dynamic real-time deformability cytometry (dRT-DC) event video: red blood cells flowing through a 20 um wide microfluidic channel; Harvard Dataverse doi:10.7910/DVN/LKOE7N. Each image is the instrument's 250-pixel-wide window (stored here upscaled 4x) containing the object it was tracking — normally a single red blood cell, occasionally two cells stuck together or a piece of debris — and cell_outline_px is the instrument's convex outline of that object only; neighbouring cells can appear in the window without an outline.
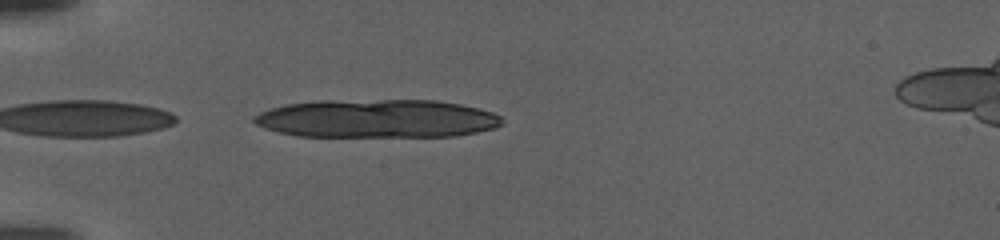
{"species": "human", "species_latin": "Homo sapiens", "temperature_condition": "warm", "stored_images_in_passage": 9, "camera_frame_rate_fps": 3000, "um_per_image_px": 0.085, "donor": {"sex": "female"}, "frame": {"image": 1, "passage_image": 2, "time_ms": 0.333, "image_size_px": [1000, 240], "cell_outline_px": [[504, 124], [496, 128], [456, 136], [296, 136], [264, 128], [256, 124], [252, 120], [252, 116], [260, 112], [272, 108], [288, 104], [320, 100], [436, 100], [460, 104], [492, 112], [500, 116], [504, 120]], "centroid_in_image_um": [32.06, 10.08], "position_along_channel_um": 52.9, "area_um2": 55.55}}